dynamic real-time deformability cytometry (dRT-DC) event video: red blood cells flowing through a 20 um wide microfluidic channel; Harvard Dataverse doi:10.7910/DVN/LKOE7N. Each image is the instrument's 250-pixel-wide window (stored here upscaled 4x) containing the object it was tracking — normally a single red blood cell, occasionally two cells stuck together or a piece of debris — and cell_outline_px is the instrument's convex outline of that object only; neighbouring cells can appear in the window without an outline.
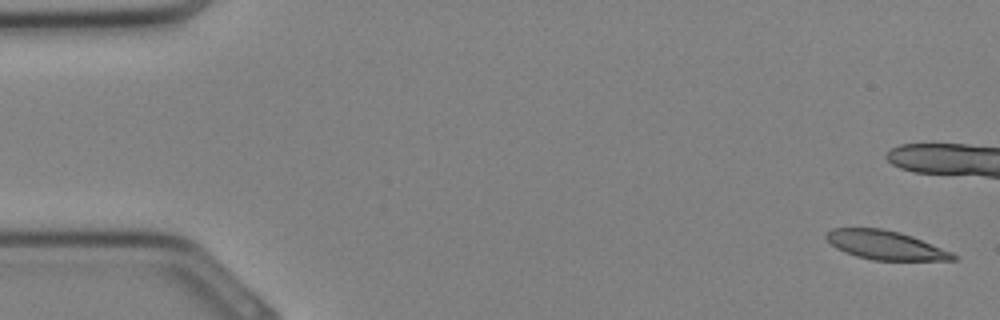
{"species": "Egyptian fruit bat (a non-hibernating species)", "species_latin": "Rousettus aegyptiacus", "temperature_condition": "cold", "stored_images_in_passage": 35, "camera_frame_rate_fps": 3000, "um_per_image_px": 0.085, "animal": {"sex": "female"}, "frame": {"image": 1, "passage_image": 1, "time_ms": 0.0, "image_size_px": [1000, 320], "cell_outline_px": [[960, 256], [956, 260], [872, 260], [856, 256], [844, 252], [836, 248], [824, 236], [832, 228], [880, 228], [900, 232], [912, 236], [952, 252]], "centroid_in_image_um": [75.28, 20.84], "position_along_channel_um": 9.7, "area_um2": 21.33}}